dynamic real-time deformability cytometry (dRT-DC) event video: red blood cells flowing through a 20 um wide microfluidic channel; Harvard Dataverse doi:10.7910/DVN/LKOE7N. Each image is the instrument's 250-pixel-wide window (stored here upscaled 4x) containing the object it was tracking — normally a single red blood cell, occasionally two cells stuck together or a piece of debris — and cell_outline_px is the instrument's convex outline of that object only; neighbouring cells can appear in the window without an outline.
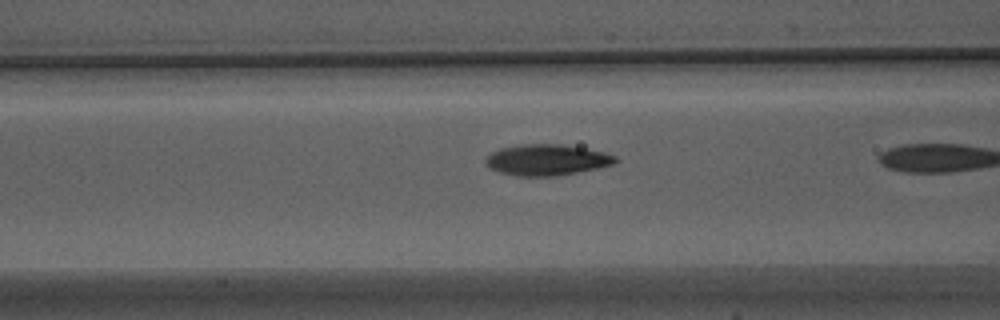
{"species": "Egyptian fruit bat (a non-hibernating species)", "species_latin": "Rousettus aegyptiacus", "temperature_condition": "warm", "stored_images_in_passage": 10, "camera_frame_rate_fps": 3000, "um_per_image_px": 0.085, "animal": {"sex": "male"}, "frame": {"image": 1, "passage_image": 9, "time_ms": 2.667, "image_size_px": [1000, 320], "cell_outline_px": [[620, 160], [612, 164], [596, 168], [556, 176], [516, 176], [500, 172], [488, 168], [484, 164], [484, 160], [492, 152], [500, 148], [524, 144], [560, 144], [604, 152], [616, 156]], "centroid_in_image_um": [46.44, 13.59], "position_along_channel_um": 120.2, "area_um2": 23.35}}